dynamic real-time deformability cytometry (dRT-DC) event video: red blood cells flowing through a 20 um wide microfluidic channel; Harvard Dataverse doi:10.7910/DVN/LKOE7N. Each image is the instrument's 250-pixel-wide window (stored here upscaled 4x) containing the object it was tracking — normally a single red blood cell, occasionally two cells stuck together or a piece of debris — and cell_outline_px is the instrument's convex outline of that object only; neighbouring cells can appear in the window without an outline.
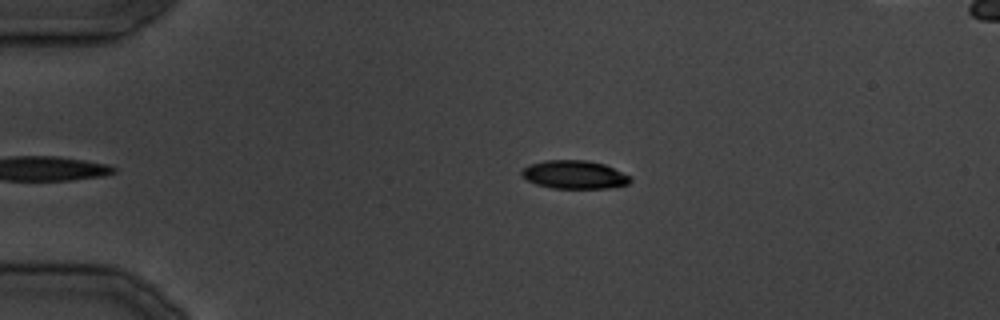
{"species": "common noctule bat (a hibernating species)", "species_latin": "Nyctalus noctula", "temperature_condition": "cold", "stored_images_in_passage": 8, "camera_frame_rate_fps": 3000, "um_per_image_px": 0.085, "animal": {"sex": "male", "body_mass_g": 19.5, "forearm_length_mm": 54.6}, "frame": {"image": 1, "passage_image": 1, "time_ms": 0.0, "image_size_px": [1000, 320], "cell_outline_px": [[632, 180], [628, 184], [608, 188], [552, 188], [536, 184], [528, 180], [520, 172], [528, 164], [544, 160], [588, 160], [604, 164], [632, 176]], "centroid_in_image_um": [48.84, 14.84], "position_along_channel_um": 36.2, "area_um2": 17.98}}